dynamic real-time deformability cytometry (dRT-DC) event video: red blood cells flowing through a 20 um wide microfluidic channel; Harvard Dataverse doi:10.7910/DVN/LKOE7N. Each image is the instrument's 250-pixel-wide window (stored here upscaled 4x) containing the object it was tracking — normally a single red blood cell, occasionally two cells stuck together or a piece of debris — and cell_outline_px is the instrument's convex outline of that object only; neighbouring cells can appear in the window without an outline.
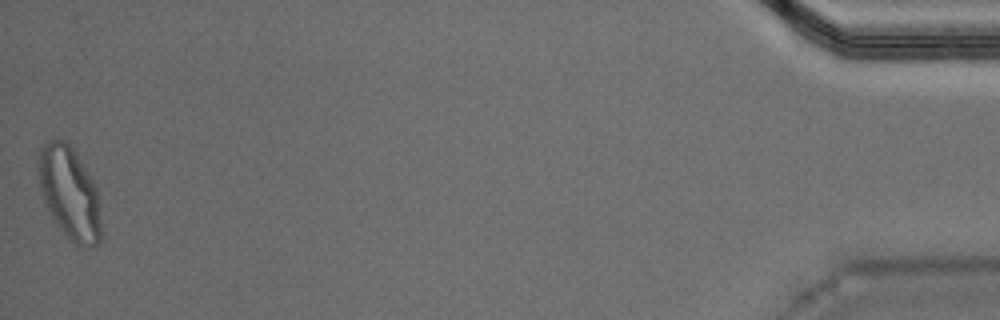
{"species": "Egyptian fruit bat (a non-hibernating species)", "species_latin": "Rousettus aegyptiacus", "temperature_condition": "warm", "stored_images_in_passage": 49, "segment_of_instrument_passage": [2, 2], "camera_frame_rate_fps": 3000, "um_per_image_px": 0.085, "animal": {"sex": "male"}, "frame": {"image": 1, "passage_image": 49, "time_ms": 16.0, "image_size_px": [1000, 320], "cell_outline_px": [[100, 240], [96, 248], [80, 244], [68, 240], [56, 228], [44, 204], [40, 192], [36, 172], [36, 160], [40, 148], [48, 140], [56, 136], [64, 140], [76, 152], [92, 180], [96, 188], [100, 220]], "centroid_in_image_um": [5.82, 16.39], "position_along_channel_um": 429.4, "area_um2": 34.68}}